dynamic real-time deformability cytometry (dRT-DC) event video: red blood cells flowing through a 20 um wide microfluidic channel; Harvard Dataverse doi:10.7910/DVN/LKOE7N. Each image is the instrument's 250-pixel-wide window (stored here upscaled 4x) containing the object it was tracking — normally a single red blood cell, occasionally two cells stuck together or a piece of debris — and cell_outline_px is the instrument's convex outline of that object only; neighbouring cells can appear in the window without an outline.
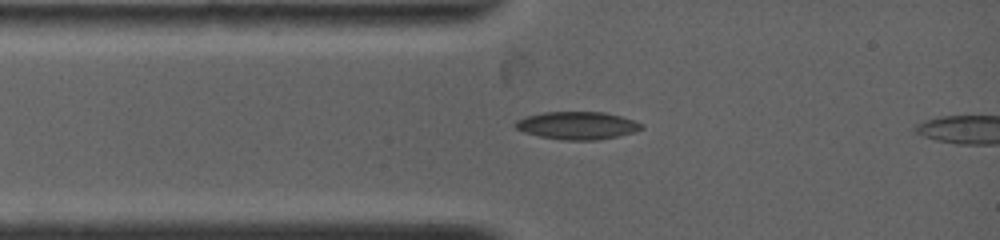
{"species": "common noctule bat (a hibernating species)", "species_latin": "Nyctalus noctula", "temperature_condition": "warm", "stored_images_in_passage": 2, "camera_frame_rate_fps": 4500, "um_per_image_px": 0.085, "animal": {"sex": "female", "body_mass_g": 19.0, "forearm_length_mm": 53.3}, "frame": {"image": 1, "passage_image": 1, "time_ms": 0.0, "image_size_px": [1000, 240], "cell_outline_px": [[644, 128], [632, 132], [616, 136], [596, 140], [564, 140], [540, 136], [524, 132], [516, 128], [512, 124], [516, 120], [528, 116], [544, 112], [604, 112], [620, 116], [644, 124]], "centroid_in_image_um": [49.05, 10.66], "position_along_channel_um": 36.0, "area_um2": 20.17}}